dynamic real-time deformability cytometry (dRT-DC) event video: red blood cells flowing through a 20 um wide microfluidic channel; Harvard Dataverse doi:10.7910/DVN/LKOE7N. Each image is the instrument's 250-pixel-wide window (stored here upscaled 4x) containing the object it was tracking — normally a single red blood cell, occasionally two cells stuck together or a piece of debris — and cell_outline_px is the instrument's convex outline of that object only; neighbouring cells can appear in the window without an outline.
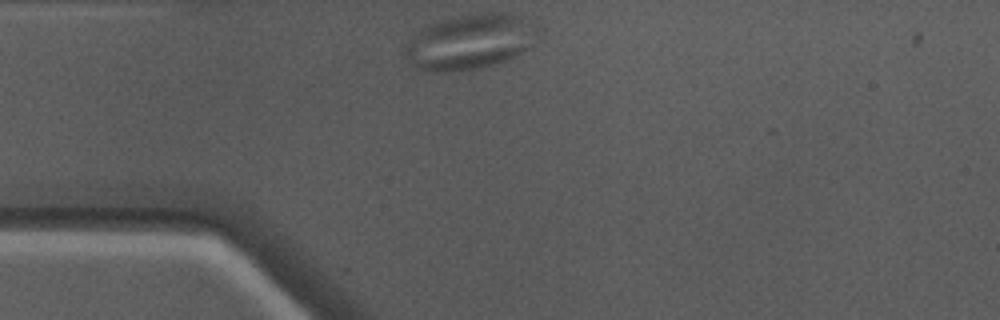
{"species": "Egyptian fruit bat (a non-hibernating species)", "species_latin": "Rousettus aegyptiacus", "temperature_condition": "warm", "stored_images_in_passage": 7, "camera_frame_rate_fps": 3000, "um_per_image_px": 0.085, "animal": {"sex": "male"}, "frame": {"image": 1, "passage_image": 1, "time_ms": 0.0, "image_size_px": [1000, 320], "cell_outline_px": [[528, 48], [496, 64], [476, 68], [444, 72], [412, 68], [404, 52], [404, 44], [416, 32], [428, 24], [456, 16], [488, 12], [512, 12], [520, 20]], "centroid_in_image_um": [39.63, 3.58], "position_along_channel_um": 45.4, "area_um2": 40.34}}